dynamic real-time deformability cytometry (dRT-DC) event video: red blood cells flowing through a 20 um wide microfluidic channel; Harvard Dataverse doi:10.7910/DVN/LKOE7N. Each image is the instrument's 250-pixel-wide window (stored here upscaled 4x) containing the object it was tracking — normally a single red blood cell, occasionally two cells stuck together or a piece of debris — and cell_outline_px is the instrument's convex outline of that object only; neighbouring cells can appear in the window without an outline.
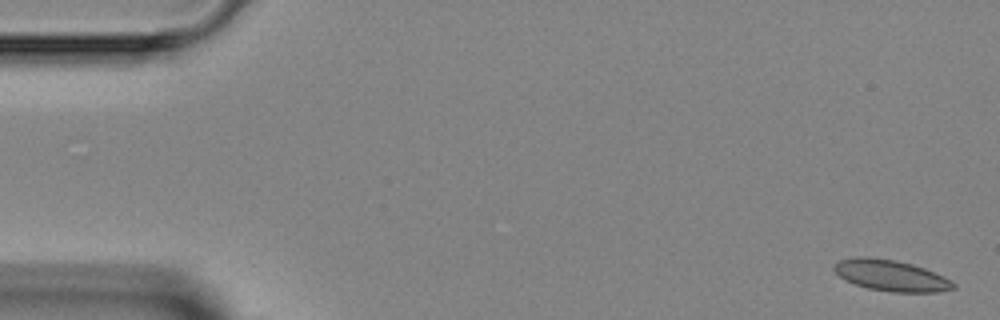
{"species": "Egyptian fruit bat (a non-hibernating species)", "species_latin": "Rousettus aegyptiacus", "temperature_condition": "room temperature", "stored_images_in_passage": 5, "camera_frame_rate_fps": 3000, "um_per_image_px": 0.085, "animal": {"sex": "female"}, "frame": {"image": 1, "passage_image": 1, "time_ms": 0.0, "image_size_px": [1000, 320], "cell_outline_px": [[956, 288], [940, 292], [892, 292], [868, 288], [844, 280], [832, 268], [832, 264], [840, 260], [856, 256], [872, 256], [896, 260], [912, 264], [924, 268], [944, 276], [952, 280], [956, 284]], "centroid_in_image_um": [75.73, 23.4], "position_along_channel_um": 9.3, "area_um2": 21.91}}